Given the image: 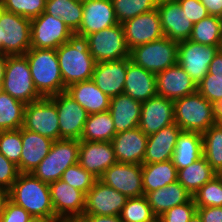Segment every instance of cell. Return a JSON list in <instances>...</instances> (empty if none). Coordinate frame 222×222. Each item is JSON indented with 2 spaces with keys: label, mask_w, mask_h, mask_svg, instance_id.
Returning a JSON list of instances; mask_svg holds the SVG:
<instances>
[{
  "label": "cell",
  "mask_w": 222,
  "mask_h": 222,
  "mask_svg": "<svg viewBox=\"0 0 222 222\" xmlns=\"http://www.w3.org/2000/svg\"><path fill=\"white\" fill-rule=\"evenodd\" d=\"M141 107L142 102L124 93L111 97L109 112L113 119L116 134L138 127Z\"/></svg>",
  "instance_id": "f1b7e54d"
},
{
  "label": "cell",
  "mask_w": 222,
  "mask_h": 222,
  "mask_svg": "<svg viewBox=\"0 0 222 222\" xmlns=\"http://www.w3.org/2000/svg\"><path fill=\"white\" fill-rule=\"evenodd\" d=\"M4 10H5V9L3 8L2 2H1V0H0V16H1V14L3 13Z\"/></svg>",
  "instance_id": "be15d7a7"
},
{
  "label": "cell",
  "mask_w": 222,
  "mask_h": 222,
  "mask_svg": "<svg viewBox=\"0 0 222 222\" xmlns=\"http://www.w3.org/2000/svg\"><path fill=\"white\" fill-rule=\"evenodd\" d=\"M192 198L197 207L222 206V183L215 176L197 190Z\"/></svg>",
  "instance_id": "7bdbcfd3"
},
{
  "label": "cell",
  "mask_w": 222,
  "mask_h": 222,
  "mask_svg": "<svg viewBox=\"0 0 222 222\" xmlns=\"http://www.w3.org/2000/svg\"><path fill=\"white\" fill-rule=\"evenodd\" d=\"M72 34L61 18H54L45 11L31 20V48L56 50Z\"/></svg>",
  "instance_id": "8fae6325"
},
{
  "label": "cell",
  "mask_w": 222,
  "mask_h": 222,
  "mask_svg": "<svg viewBox=\"0 0 222 222\" xmlns=\"http://www.w3.org/2000/svg\"><path fill=\"white\" fill-rule=\"evenodd\" d=\"M89 52L96 62L130 58L122 24L105 28L87 35Z\"/></svg>",
  "instance_id": "ba28073f"
},
{
  "label": "cell",
  "mask_w": 222,
  "mask_h": 222,
  "mask_svg": "<svg viewBox=\"0 0 222 222\" xmlns=\"http://www.w3.org/2000/svg\"><path fill=\"white\" fill-rule=\"evenodd\" d=\"M82 2V22L75 33L87 36L118 24L112 0H82Z\"/></svg>",
  "instance_id": "44dd1931"
},
{
  "label": "cell",
  "mask_w": 222,
  "mask_h": 222,
  "mask_svg": "<svg viewBox=\"0 0 222 222\" xmlns=\"http://www.w3.org/2000/svg\"><path fill=\"white\" fill-rule=\"evenodd\" d=\"M50 196L57 219L79 221L85 210L86 195L61 179L49 184Z\"/></svg>",
  "instance_id": "7c38bea8"
},
{
  "label": "cell",
  "mask_w": 222,
  "mask_h": 222,
  "mask_svg": "<svg viewBox=\"0 0 222 222\" xmlns=\"http://www.w3.org/2000/svg\"><path fill=\"white\" fill-rule=\"evenodd\" d=\"M3 92H4L3 84H0V94H2Z\"/></svg>",
  "instance_id": "e7e4bbea"
},
{
  "label": "cell",
  "mask_w": 222,
  "mask_h": 222,
  "mask_svg": "<svg viewBox=\"0 0 222 222\" xmlns=\"http://www.w3.org/2000/svg\"><path fill=\"white\" fill-rule=\"evenodd\" d=\"M173 123H175L173 100L156 95L142 102L138 128L147 136Z\"/></svg>",
  "instance_id": "ac0fdd59"
},
{
  "label": "cell",
  "mask_w": 222,
  "mask_h": 222,
  "mask_svg": "<svg viewBox=\"0 0 222 222\" xmlns=\"http://www.w3.org/2000/svg\"><path fill=\"white\" fill-rule=\"evenodd\" d=\"M183 12L188 19L193 23H197L209 16L207 8L200 0H177Z\"/></svg>",
  "instance_id": "c3c4849f"
},
{
  "label": "cell",
  "mask_w": 222,
  "mask_h": 222,
  "mask_svg": "<svg viewBox=\"0 0 222 222\" xmlns=\"http://www.w3.org/2000/svg\"><path fill=\"white\" fill-rule=\"evenodd\" d=\"M178 170L172 160L153 164H142V186L144 195L177 181Z\"/></svg>",
  "instance_id": "1f68e13d"
},
{
  "label": "cell",
  "mask_w": 222,
  "mask_h": 222,
  "mask_svg": "<svg viewBox=\"0 0 222 222\" xmlns=\"http://www.w3.org/2000/svg\"><path fill=\"white\" fill-rule=\"evenodd\" d=\"M203 156L202 134L181 131L177 138L172 161L177 170L186 168Z\"/></svg>",
  "instance_id": "4dcf8cb0"
},
{
  "label": "cell",
  "mask_w": 222,
  "mask_h": 222,
  "mask_svg": "<svg viewBox=\"0 0 222 222\" xmlns=\"http://www.w3.org/2000/svg\"><path fill=\"white\" fill-rule=\"evenodd\" d=\"M119 216L122 222H152L156 218L145 195L128 198Z\"/></svg>",
  "instance_id": "60d3db41"
},
{
  "label": "cell",
  "mask_w": 222,
  "mask_h": 222,
  "mask_svg": "<svg viewBox=\"0 0 222 222\" xmlns=\"http://www.w3.org/2000/svg\"><path fill=\"white\" fill-rule=\"evenodd\" d=\"M178 41L163 37L130 50V60L137 66L160 73L177 64Z\"/></svg>",
  "instance_id": "8992f818"
},
{
  "label": "cell",
  "mask_w": 222,
  "mask_h": 222,
  "mask_svg": "<svg viewBox=\"0 0 222 222\" xmlns=\"http://www.w3.org/2000/svg\"><path fill=\"white\" fill-rule=\"evenodd\" d=\"M56 105L60 139L81 140L88 112L66 92L49 97Z\"/></svg>",
  "instance_id": "5bb4252c"
},
{
  "label": "cell",
  "mask_w": 222,
  "mask_h": 222,
  "mask_svg": "<svg viewBox=\"0 0 222 222\" xmlns=\"http://www.w3.org/2000/svg\"><path fill=\"white\" fill-rule=\"evenodd\" d=\"M54 140L22 127V153L20 173H32L42 159L48 155Z\"/></svg>",
  "instance_id": "4316f807"
},
{
  "label": "cell",
  "mask_w": 222,
  "mask_h": 222,
  "mask_svg": "<svg viewBox=\"0 0 222 222\" xmlns=\"http://www.w3.org/2000/svg\"><path fill=\"white\" fill-rule=\"evenodd\" d=\"M8 55L0 53V84H3Z\"/></svg>",
  "instance_id": "9f6ffc18"
},
{
  "label": "cell",
  "mask_w": 222,
  "mask_h": 222,
  "mask_svg": "<svg viewBox=\"0 0 222 222\" xmlns=\"http://www.w3.org/2000/svg\"><path fill=\"white\" fill-rule=\"evenodd\" d=\"M211 111L214 124L222 126V99L211 102Z\"/></svg>",
  "instance_id": "db71d44e"
},
{
  "label": "cell",
  "mask_w": 222,
  "mask_h": 222,
  "mask_svg": "<svg viewBox=\"0 0 222 222\" xmlns=\"http://www.w3.org/2000/svg\"><path fill=\"white\" fill-rule=\"evenodd\" d=\"M189 222H202L200 215L196 212Z\"/></svg>",
  "instance_id": "91938a15"
},
{
  "label": "cell",
  "mask_w": 222,
  "mask_h": 222,
  "mask_svg": "<svg viewBox=\"0 0 222 222\" xmlns=\"http://www.w3.org/2000/svg\"><path fill=\"white\" fill-rule=\"evenodd\" d=\"M117 162L111 142L80 140L78 163L97 179Z\"/></svg>",
  "instance_id": "d6986e66"
},
{
  "label": "cell",
  "mask_w": 222,
  "mask_h": 222,
  "mask_svg": "<svg viewBox=\"0 0 222 222\" xmlns=\"http://www.w3.org/2000/svg\"><path fill=\"white\" fill-rule=\"evenodd\" d=\"M80 140H55L47 156L33 170L32 174L42 182L50 184L59 180L63 172L78 163Z\"/></svg>",
  "instance_id": "5b68a950"
},
{
  "label": "cell",
  "mask_w": 222,
  "mask_h": 222,
  "mask_svg": "<svg viewBox=\"0 0 222 222\" xmlns=\"http://www.w3.org/2000/svg\"><path fill=\"white\" fill-rule=\"evenodd\" d=\"M152 222H164L161 217H156Z\"/></svg>",
  "instance_id": "6125c7cd"
},
{
  "label": "cell",
  "mask_w": 222,
  "mask_h": 222,
  "mask_svg": "<svg viewBox=\"0 0 222 222\" xmlns=\"http://www.w3.org/2000/svg\"><path fill=\"white\" fill-rule=\"evenodd\" d=\"M9 190L3 187H0V217L5 211L7 202L9 201Z\"/></svg>",
  "instance_id": "11a10c76"
},
{
  "label": "cell",
  "mask_w": 222,
  "mask_h": 222,
  "mask_svg": "<svg viewBox=\"0 0 222 222\" xmlns=\"http://www.w3.org/2000/svg\"><path fill=\"white\" fill-rule=\"evenodd\" d=\"M38 94L47 98L66 91L54 49L30 48L24 54Z\"/></svg>",
  "instance_id": "3957f363"
},
{
  "label": "cell",
  "mask_w": 222,
  "mask_h": 222,
  "mask_svg": "<svg viewBox=\"0 0 222 222\" xmlns=\"http://www.w3.org/2000/svg\"><path fill=\"white\" fill-rule=\"evenodd\" d=\"M116 135L109 111L90 114L85 122L81 140L111 142Z\"/></svg>",
  "instance_id": "e575fe53"
},
{
  "label": "cell",
  "mask_w": 222,
  "mask_h": 222,
  "mask_svg": "<svg viewBox=\"0 0 222 222\" xmlns=\"http://www.w3.org/2000/svg\"><path fill=\"white\" fill-rule=\"evenodd\" d=\"M99 180L128 198L144 196L141 164L117 162Z\"/></svg>",
  "instance_id": "9a60e30c"
},
{
  "label": "cell",
  "mask_w": 222,
  "mask_h": 222,
  "mask_svg": "<svg viewBox=\"0 0 222 222\" xmlns=\"http://www.w3.org/2000/svg\"><path fill=\"white\" fill-rule=\"evenodd\" d=\"M203 156L216 171H222V126L213 125L202 133Z\"/></svg>",
  "instance_id": "f35d334b"
},
{
  "label": "cell",
  "mask_w": 222,
  "mask_h": 222,
  "mask_svg": "<svg viewBox=\"0 0 222 222\" xmlns=\"http://www.w3.org/2000/svg\"><path fill=\"white\" fill-rule=\"evenodd\" d=\"M216 176L220 179V181L222 183V171L217 172Z\"/></svg>",
  "instance_id": "94428289"
},
{
  "label": "cell",
  "mask_w": 222,
  "mask_h": 222,
  "mask_svg": "<svg viewBox=\"0 0 222 222\" xmlns=\"http://www.w3.org/2000/svg\"><path fill=\"white\" fill-rule=\"evenodd\" d=\"M3 54L24 55L31 48V20L15 13L3 11Z\"/></svg>",
  "instance_id": "4fadbf2b"
},
{
  "label": "cell",
  "mask_w": 222,
  "mask_h": 222,
  "mask_svg": "<svg viewBox=\"0 0 222 222\" xmlns=\"http://www.w3.org/2000/svg\"><path fill=\"white\" fill-rule=\"evenodd\" d=\"M9 199L23 207L33 218H56L49 184L32 173H20L9 189Z\"/></svg>",
  "instance_id": "7a4b0ae2"
},
{
  "label": "cell",
  "mask_w": 222,
  "mask_h": 222,
  "mask_svg": "<svg viewBox=\"0 0 222 222\" xmlns=\"http://www.w3.org/2000/svg\"><path fill=\"white\" fill-rule=\"evenodd\" d=\"M80 222H122L119 215H83Z\"/></svg>",
  "instance_id": "816d5d0a"
},
{
  "label": "cell",
  "mask_w": 222,
  "mask_h": 222,
  "mask_svg": "<svg viewBox=\"0 0 222 222\" xmlns=\"http://www.w3.org/2000/svg\"><path fill=\"white\" fill-rule=\"evenodd\" d=\"M207 8L208 14L222 18V0H200Z\"/></svg>",
  "instance_id": "f5cc1de1"
},
{
  "label": "cell",
  "mask_w": 222,
  "mask_h": 222,
  "mask_svg": "<svg viewBox=\"0 0 222 222\" xmlns=\"http://www.w3.org/2000/svg\"><path fill=\"white\" fill-rule=\"evenodd\" d=\"M62 181L82 191L85 195L93 187L97 178L81 167L79 163L69 166L62 174Z\"/></svg>",
  "instance_id": "ee69618b"
},
{
  "label": "cell",
  "mask_w": 222,
  "mask_h": 222,
  "mask_svg": "<svg viewBox=\"0 0 222 222\" xmlns=\"http://www.w3.org/2000/svg\"><path fill=\"white\" fill-rule=\"evenodd\" d=\"M3 89L5 93L24 104L42 98L38 94L32 80L28 60L25 55H8Z\"/></svg>",
  "instance_id": "52a82bcc"
},
{
  "label": "cell",
  "mask_w": 222,
  "mask_h": 222,
  "mask_svg": "<svg viewBox=\"0 0 222 222\" xmlns=\"http://www.w3.org/2000/svg\"><path fill=\"white\" fill-rule=\"evenodd\" d=\"M32 218L23 207L9 200L6 204L5 211L0 217V222H30Z\"/></svg>",
  "instance_id": "681fc988"
},
{
  "label": "cell",
  "mask_w": 222,
  "mask_h": 222,
  "mask_svg": "<svg viewBox=\"0 0 222 222\" xmlns=\"http://www.w3.org/2000/svg\"><path fill=\"white\" fill-rule=\"evenodd\" d=\"M122 27L129 50L164 37L157 8L123 22Z\"/></svg>",
  "instance_id": "2e32d148"
},
{
  "label": "cell",
  "mask_w": 222,
  "mask_h": 222,
  "mask_svg": "<svg viewBox=\"0 0 222 222\" xmlns=\"http://www.w3.org/2000/svg\"><path fill=\"white\" fill-rule=\"evenodd\" d=\"M127 58L115 61L96 62L92 80L110 98L124 93Z\"/></svg>",
  "instance_id": "cb8c5ba5"
},
{
  "label": "cell",
  "mask_w": 222,
  "mask_h": 222,
  "mask_svg": "<svg viewBox=\"0 0 222 222\" xmlns=\"http://www.w3.org/2000/svg\"><path fill=\"white\" fill-rule=\"evenodd\" d=\"M88 114L109 111L110 97L104 94L92 79L69 85L65 91Z\"/></svg>",
  "instance_id": "83f0119b"
},
{
  "label": "cell",
  "mask_w": 222,
  "mask_h": 222,
  "mask_svg": "<svg viewBox=\"0 0 222 222\" xmlns=\"http://www.w3.org/2000/svg\"><path fill=\"white\" fill-rule=\"evenodd\" d=\"M196 212L197 206L192 198L189 202L172 207L160 217L164 222H189Z\"/></svg>",
  "instance_id": "bcb514c9"
},
{
  "label": "cell",
  "mask_w": 222,
  "mask_h": 222,
  "mask_svg": "<svg viewBox=\"0 0 222 222\" xmlns=\"http://www.w3.org/2000/svg\"><path fill=\"white\" fill-rule=\"evenodd\" d=\"M157 9L165 37L178 42L190 38L194 24L183 12L177 0H159Z\"/></svg>",
  "instance_id": "ffe728a7"
},
{
  "label": "cell",
  "mask_w": 222,
  "mask_h": 222,
  "mask_svg": "<svg viewBox=\"0 0 222 222\" xmlns=\"http://www.w3.org/2000/svg\"><path fill=\"white\" fill-rule=\"evenodd\" d=\"M216 171L202 156L186 168L178 170L177 181L192 195L216 176Z\"/></svg>",
  "instance_id": "d6a6232c"
},
{
  "label": "cell",
  "mask_w": 222,
  "mask_h": 222,
  "mask_svg": "<svg viewBox=\"0 0 222 222\" xmlns=\"http://www.w3.org/2000/svg\"><path fill=\"white\" fill-rule=\"evenodd\" d=\"M124 94L140 102L156 96V74L135 65L130 58H127Z\"/></svg>",
  "instance_id": "484cf974"
},
{
  "label": "cell",
  "mask_w": 222,
  "mask_h": 222,
  "mask_svg": "<svg viewBox=\"0 0 222 222\" xmlns=\"http://www.w3.org/2000/svg\"><path fill=\"white\" fill-rule=\"evenodd\" d=\"M145 196L156 217H160L172 207L189 202L192 199V194L178 181L148 192Z\"/></svg>",
  "instance_id": "f546056e"
},
{
  "label": "cell",
  "mask_w": 222,
  "mask_h": 222,
  "mask_svg": "<svg viewBox=\"0 0 222 222\" xmlns=\"http://www.w3.org/2000/svg\"><path fill=\"white\" fill-rule=\"evenodd\" d=\"M174 120L182 131L203 133L214 125L211 103L198 91L174 101Z\"/></svg>",
  "instance_id": "277c9868"
},
{
  "label": "cell",
  "mask_w": 222,
  "mask_h": 222,
  "mask_svg": "<svg viewBox=\"0 0 222 222\" xmlns=\"http://www.w3.org/2000/svg\"><path fill=\"white\" fill-rule=\"evenodd\" d=\"M157 95L177 100L197 91L190 75L177 63L156 74Z\"/></svg>",
  "instance_id": "7402d4cb"
},
{
  "label": "cell",
  "mask_w": 222,
  "mask_h": 222,
  "mask_svg": "<svg viewBox=\"0 0 222 222\" xmlns=\"http://www.w3.org/2000/svg\"><path fill=\"white\" fill-rule=\"evenodd\" d=\"M181 131V128L173 123L163 127L155 134L149 135L143 164L172 160L177 138Z\"/></svg>",
  "instance_id": "d4e9b609"
},
{
  "label": "cell",
  "mask_w": 222,
  "mask_h": 222,
  "mask_svg": "<svg viewBox=\"0 0 222 222\" xmlns=\"http://www.w3.org/2000/svg\"><path fill=\"white\" fill-rule=\"evenodd\" d=\"M30 222H62L57 218H32Z\"/></svg>",
  "instance_id": "6f0895ef"
},
{
  "label": "cell",
  "mask_w": 222,
  "mask_h": 222,
  "mask_svg": "<svg viewBox=\"0 0 222 222\" xmlns=\"http://www.w3.org/2000/svg\"><path fill=\"white\" fill-rule=\"evenodd\" d=\"M25 105L5 92L0 94V131L23 127Z\"/></svg>",
  "instance_id": "74e56055"
},
{
  "label": "cell",
  "mask_w": 222,
  "mask_h": 222,
  "mask_svg": "<svg viewBox=\"0 0 222 222\" xmlns=\"http://www.w3.org/2000/svg\"><path fill=\"white\" fill-rule=\"evenodd\" d=\"M19 174L17 165L0 153V187L9 190Z\"/></svg>",
  "instance_id": "7dc6e473"
},
{
  "label": "cell",
  "mask_w": 222,
  "mask_h": 222,
  "mask_svg": "<svg viewBox=\"0 0 222 222\" xmlns=\"http://www.w3.org/2000/svg\"><path fill=\"white\" fill-rule=\"evenodd\" d=\"M159 0H112L118 23L132 19L157 8Z\"/></svg>",
  "instance_id": "ab89813d"
},
{
  "label": "cell",
  "mask_w": 222,
  "mask_h": 222,
  "mask_svg": "<svg viewBox=\"0 0 222 222\" xmlns=\"http://www.w3.org/2000/svg\"><path fill=\"white\" fill-rule=\"evenodd\" d=\"M0 153L17 165L22 153V127L18 130L0 131Z\"/></svg>",
  "instance_id": "b9f144b4"
},
{
  "label": "cell",
  "mask_w": 222,
  "mask_h": 222,
  "mask_svg": "<svg viewBox=\"0 0 222 222\" xmlns=\"http://www.w3.org/2000/svg\"><path fill=\"white\" fill-rule=\"evenodd\" d=\"M5 11L18 14L30 20L45 11L46 0H1Z\"/></svg>",
  "instance_id": "f6af8a7d"
},
{
  "label": "cell",
  "mask_w": 222,
  "mask_h": 222,
  "mask_svg": "<svg viewBox=\"0 0 222 222\" xmlns=\"http://www.w3.org/2000/svg\"><path fill=\"white\" fill-rule=\"evenodd\" d=\"M222 46H209L192 42L179 41L177 63L198 85L208 73L209 65Z\"/></svg>",
  "instance_id": "30bf717a"
},
{
  "label": "cell",
  "mask_w": 222,
  "mask_h": 222,
  "mask_svg": "<svg viewBox=\"0 0 222 222\" xmlns=\"http://www.w3.org/2000/svg\"><path fill=\"white\" fill-rule=\"evenodd\" d=\"M56 54L66 87L92 79L96 61L89 52L86 36L73 33L66 43L56 49Z\"/></svg>",
  "instance_id": "6da1fadb"
},
{
  "label": "cell",
  "mask_w": 222,
  "mask_h": 222,
  "mask_svg": "<svg viewBox=\"0 0 222 222\" xmlns=\"http://www.w3.org/2000/svg\"><path fill=\"white\" fill-rule=\"evenodd\" d=\"M202 222H222V206L197 207Z\"/></svg>",
  "instance_id": "f907efd6"
},
{
  "label": "cell",
  "mask_w": 222,
  "mask_h": 222,
  "mask_svg": "<svg viewBox=\"0 0 222 222\" xmlns=\"http://www.w3.org/2000/svg\"><path fill=\"white\" fill-rule=\"evenodd\" d=\"M197 91L210 103L222 99V50L213 58L208 73L197 85Z\"/></svg>",
  "instance_id": "8d00e7d4"
},
{
  "label": "cell",
  "mask_w": 222,
  "mask_h": 222,
  "mask_svg": "<svg viewBox=\"0 0 222 222\" xmlns=\"http://www.w3.org/2000/svg\"><path fill=\"white\" fill-rule=\"evenodd\" d=\"M128 197L97 179L86 193L83 215H120Z\"/></svg>",
  "instance_id": "e0dca14e"
},
{
  "label": "cell",
  "mask_w": 222,
  "mask_h": 222,
  "mask_svg": "<svg viewBox=\"0 0 222 222\" xmlns=\"http://www.w3.org/2000/svg\"><path fill=\"white\" fill-rule=\"evenodd\" d=\"M23 128L54 141L60 140L58 112L55 103L49 97H42L26 104Z\"/></svg>",
  "instance_id": "9c48e42d"
},
{
  "label": "cell",
  "mask_w": 222,
  "mask_h": 222,
  "mask_svg": "<svg viewBox=\"0 0 222 222\" xmlns=\"http://www.w3.org/2000/svg\"><path fill=\"white\" fill-rule=\"evenodd\" d=\"M45 12L54 18H61L75 33L82 22V0H46Z\"/></svg>",
  "instance_id": "836d02e7"
},
{
  "label": "cell",
  "mask_w": 222,
  "mask_h": 222,
  "mask_svg": "<svg viewBox=\"0 0 222 222\" xmlns=\"http://www.w3.org/2000/svg\"><path fill=\"white\" fill-rule=\"evenodd\" d=\"M3 28L0 26V53H3Z\"/></svg>",
  "instance_id": "680465c9"
},
{
  "label": "cell",
  "mask_w": 222,
  "mask_h": 222,
  "mask_svg": "<svg viewBox=\"0 0 222 222\" xmlns=\"http://www.w3.org/2000/svg\"><path fill=\"white\" fill-rule=\"evenodd\" d=\"M148 136L138 127L117 133L111 140L120 163L143 164Z\"/></svg>",
  "instance_id": "603a6c76"
},
{
  "label": "cell",
  "mask_w": 222,
  "mask_h": 222,
  "mask_svg": "<svg viewBox=\"0 0 222 222\" xmlns=\"http://www.w3.org/2000/svg\"><path fill=\"white\" fill-rule=\"evenodd\" d=\"M189 40L203 45L222 46V18L209 15L195 23Z\"/></svg>",
  "instance_id": "d590c367"
}]
</instances>
